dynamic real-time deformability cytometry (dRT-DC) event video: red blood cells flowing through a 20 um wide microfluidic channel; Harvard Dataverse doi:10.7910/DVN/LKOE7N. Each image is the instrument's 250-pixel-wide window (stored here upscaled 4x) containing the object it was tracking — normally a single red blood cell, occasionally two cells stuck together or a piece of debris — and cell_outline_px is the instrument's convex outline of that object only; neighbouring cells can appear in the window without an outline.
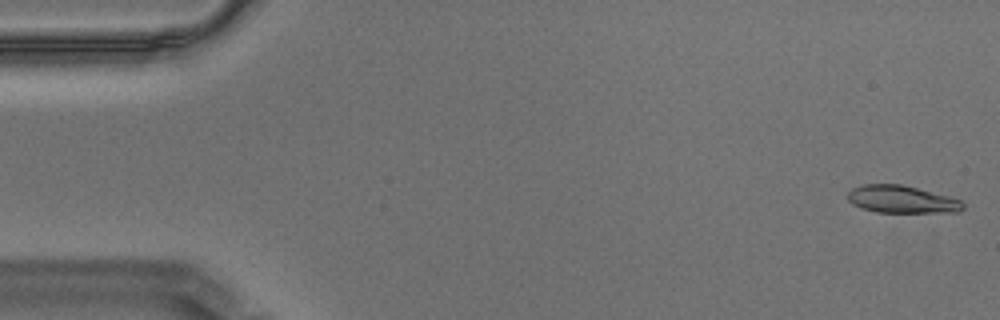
{"species": "Egyptian fruit bat (a non-hibernating species)", "species_latin": "Rousettus aegyptiacus", "temperature_condition": "warm", "stored_images_in_passage": 57, "camera_frame_rate_fps": 3000, "um_per_image_px": 0.085, "animal": {"sex": "male"}, "frame": {"image": 1, "passage_image": 1, "time_ms": 0.0, "image_size_px": [1000, 320], "cell_outline_px": [[964, 208], [960, 212], [876, 212], [852, 204], [848, 200], [848, 192], [852, 188], [860, 184], [900, 184], [948, 196], [960, 200], [964, 204]], "centroid_in_image_um": [76.63, 16.94], "position_along_channel_um": 8.4, "area_um2": 18.32}}
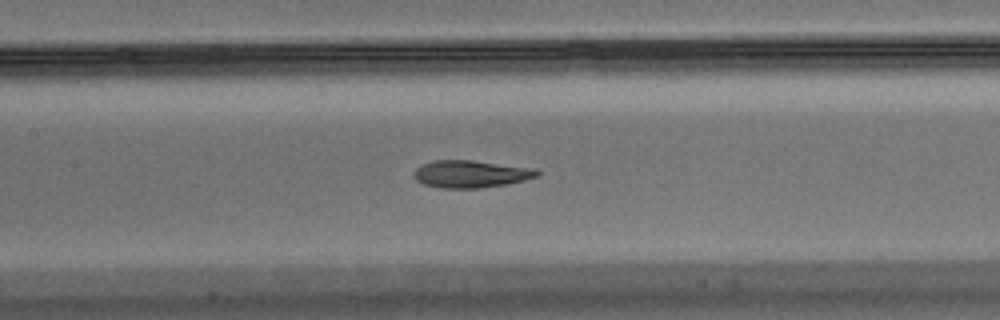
{"frame": {"image": 2, "passage_image": 26, "time_ms": 8.333, "image_size_px": [1000, 320], "cell_outline_px": [[540, 176], [524, 180], [504, 184], [480, 188], [440, 188], [424, 184], [416, 180], [412, 176], [412, 172], [420, 164], [432, 160], [472, 160], [536, 168], [540, 172]], "centroid_in_image_um": [39.99, 14.78], "position_along_channel_um": 167.4, "area_um2": 19.88}}
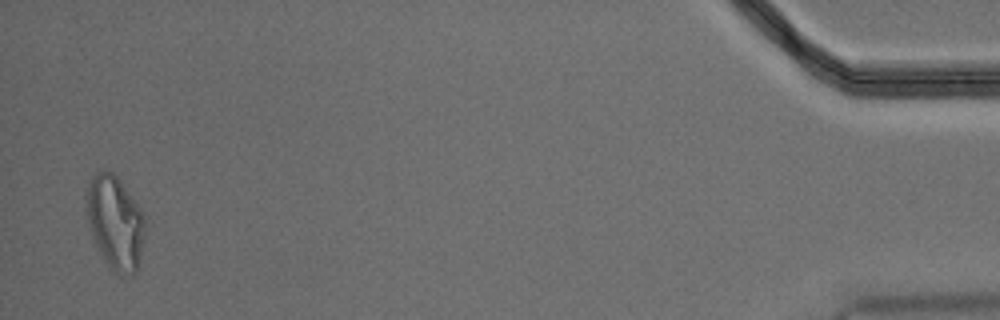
{"frame": {"image": 3, "passage_image": 56, "time_ms": 18.333, "image_size_px": [1000, 320], "cell_outline_px": [[144, 236], [140, 260], [132, 276], [116, 272], [108, 268], [100, 256], [92, 240], [84, 200], [84, 196], [88, 184], [92, 176], [100, 168], [104, 168], [112, 172], [120, 180], [140, 208], [144, 216]], "centroid_in_image_um": [9.73, 18.89], "position_along_channel_um": 425.5, "area_um2": 32.48}, "authors_computed_cell_mechanics": {"area_um2": 19.8832, "velocity_mm_per_s": 3.4624, "shape_relaxation_time_tau1_ms": null, "shape_relaxation_time_tau2_ms": 2.6008, "deformation_change_tau1": null, "deformation_change_tau2": 0.0827}}